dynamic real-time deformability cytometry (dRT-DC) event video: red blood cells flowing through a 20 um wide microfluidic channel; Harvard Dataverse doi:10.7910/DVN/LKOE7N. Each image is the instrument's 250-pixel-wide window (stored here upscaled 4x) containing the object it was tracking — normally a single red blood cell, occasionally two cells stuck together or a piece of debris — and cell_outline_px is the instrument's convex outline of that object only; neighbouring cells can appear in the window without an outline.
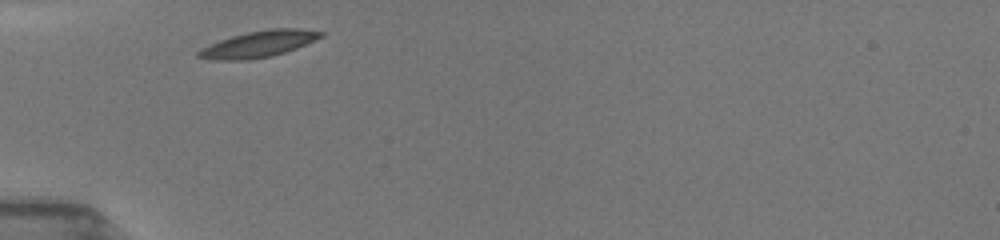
{"species": "common noctule bat (a hibernating species)", "species_latin": "Nyctalus noctula", "temperature_condition": "room temperature", "stored_images_in_passage": 20, "camera_frame_rate_fps": 3000, "um_per_image_px": 0.085, "animal": {"sex": "female", "body_mass_g": 19.5, "forearm_length_mm": 54.1}, "frame": {"image": 1, "passage_image": 1, "time_ms": 0.0, "image_size_px": [1000, 240], "cell_outline_px": [[324, 36], [296, 48], [272, 56], [248, 60], [212, 60], [196, 56], [196, 52], [220, 40], [232, 36], [248, 32], [268, 28], [300, 28], [324, 32]], "centroid_in_image_um": [22.01, 3.74], "position_along_channel_um": 63.0, "area_um2": 18.67}}
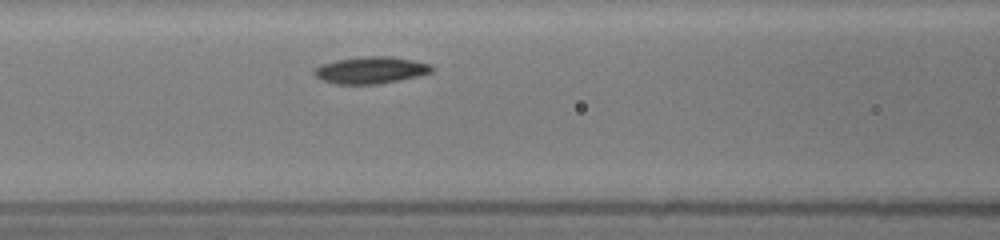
{"frame": {"image": 2, "passage_image": 6, "time_ms": 2.0, "image_size_px": [1000, 240], "cell_outline_px": [[432, 72], [400, 80], [380, 84], [336, 84], [320, 80], [312, 72], [320, 64], [336, 60], [368, 56], [392, 56], [412, 60], [428, 64], [432, 68]], "centroid_in_image_um": [31.46, 5.97], "position_along_channel_um": 135.1, "area_um2": 18.32}}
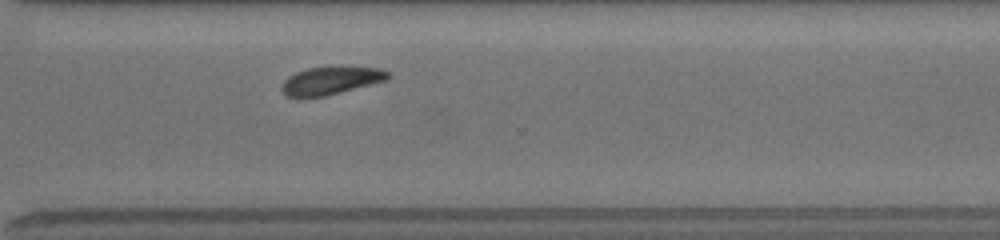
{"frame": {"image": 3, "passage_image": 20, "time_ms": 7.333, "image_size_px": [1000, 240], "cell_outline_px": [[392, 76], [388, 80], [324, 96], [300, 100], [288, 96], [280, 88], [284, 80], [288, 76], [296, 72], [308, 68], [340, 64], [380, 68], [392, 72]], "centroid_in_image_um": [28.16, 6.82], "position_along_channel_um": 342.4, "area_um2": 18.32}}